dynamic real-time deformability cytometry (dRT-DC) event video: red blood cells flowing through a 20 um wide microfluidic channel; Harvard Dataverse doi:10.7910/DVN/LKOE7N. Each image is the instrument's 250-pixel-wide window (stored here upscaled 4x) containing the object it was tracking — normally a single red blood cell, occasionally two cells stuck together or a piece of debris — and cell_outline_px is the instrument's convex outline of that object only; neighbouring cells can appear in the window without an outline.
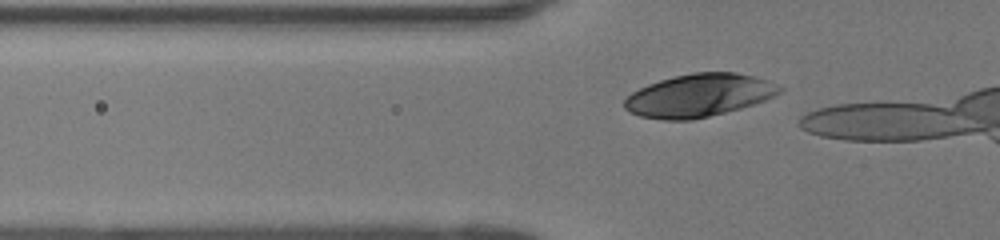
{"species": "human", "species_latin": "Homo sapiens", "temperature_condition": "room temperature", "stored_images_in_passage": 8, "camera_frame_rate_fps": 3000, "um_per_image_px": 0.085, "donor": {"sex": "female"}, "frame": {"image": 1, "passage_image": 2, "time_ms": 0.333, "image_size_px": [1000, 240], "cell_outline_px": [[784, 88], [780, 92], [764, 100], [740, 108], [692, 120], [664, 120], [640, 116], [628, 112], [624, 108], [624, 100], [632, 92], [648, 84], [660, 80], [692, 72], [736, 72], [768, 80]], "centroid_in_image_um": [59.38, 8.11], "position_along_channel_um": 66.4, "area_um2": 38.49}}
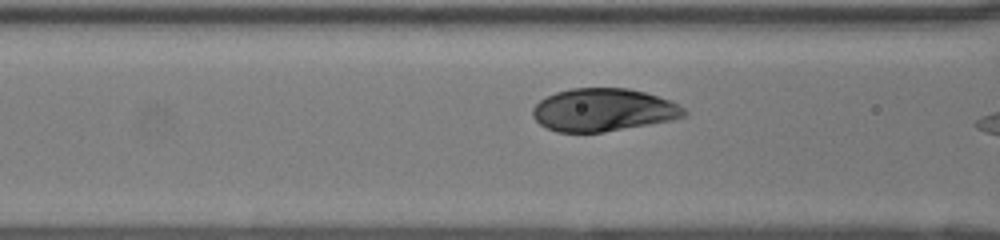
{"frame": {"image": 2, "passage_image": 6, "time_ms": 1.667, "image_size_px": [1000, 240], "cell_outline_px": [[688, 116], [672, 120], [604, 132], [556, 132], [540, 124], [532, 116], [532, 108], [540, 100], [556, 92], [572, 88], [628, 88], [644, 92], [672, 100], [680, 104], [688, 112]], "centroid_in_image_um": [51.32, 9.34], "position_along_channel_um": 115.3, "area_um2": 37.97}}